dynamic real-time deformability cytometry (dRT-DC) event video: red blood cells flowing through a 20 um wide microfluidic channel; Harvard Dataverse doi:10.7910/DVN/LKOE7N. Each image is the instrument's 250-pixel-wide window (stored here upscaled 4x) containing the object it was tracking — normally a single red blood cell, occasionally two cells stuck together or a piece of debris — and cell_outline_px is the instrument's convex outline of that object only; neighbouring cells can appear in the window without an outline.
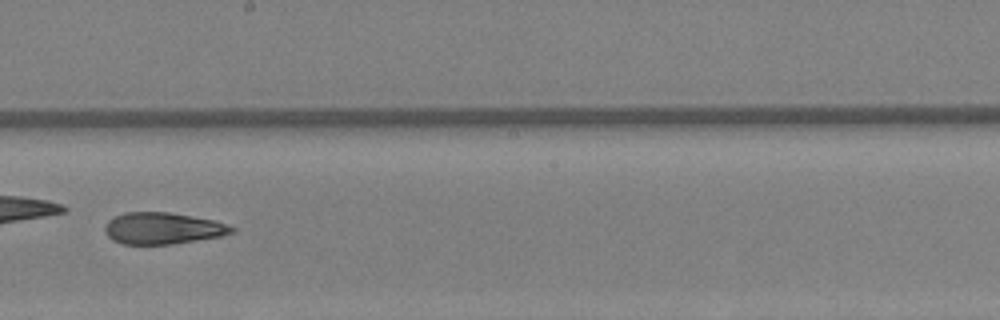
{"species": "Egyptian fruit bat (a non-hibernating species)", "species_latin": "Rousettus aegyptiacus", "temperature_condition": "warm", "stored_images_in_passage": 37, "camera_frame_rate_fps": 3000, "um_per_image_px": 0.085, "animal": {"sex": "female"}, "frame": {"image": 1, "passage_image": 22, "time_ms": 7.0, "image_size_px": [1000, 320], "cell_outline_px": [[236, 232], [220, 236], [172, 244], [120, 244], [112, 240], [104, 232], [104, 228], [108, 220], [124, 212], [168, 212], [192, 216], [212, 220], [228, 224], [236, 228]], "centroid_in_image_um": [13.82, 19.41], "position_along_channel_um": 234.4, "area_um2": 23.41}}